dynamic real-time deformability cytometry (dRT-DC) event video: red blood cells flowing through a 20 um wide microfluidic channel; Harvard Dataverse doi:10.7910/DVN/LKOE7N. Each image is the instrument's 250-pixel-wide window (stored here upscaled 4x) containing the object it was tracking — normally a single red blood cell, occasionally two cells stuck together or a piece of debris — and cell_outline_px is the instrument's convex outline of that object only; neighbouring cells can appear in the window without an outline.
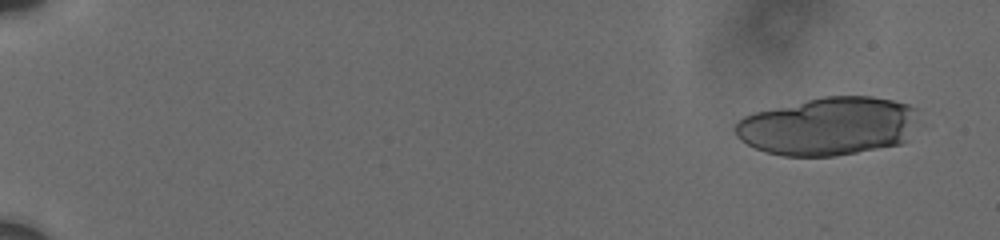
{"species": "human", "species_latin": "Homo sapiens", "temperature_condition": "cold", "stored_images_in_passage": 19, "camera_frame_rate_fps": 3000, "um_per_image_px": 0.085, "donor": {"sex": "male"}, "frame": {"image": 1, "passage_image": 1, "time_ms": 0.0, "image_size_px": [1000, 240], "cell_outline_px": [[916, 108], [904, 140], [900, 144], [836, 156], [784, 156], [768, 152], [756, 148], [740, 140], [736, 136], [736, 124], [744, 116], [756, 112], [824, 96], [872, 96], [892, 100], [908, 104]], "centroid_in_image_um": [70.34, 10.73], "position_along_channel_um": 14.7, "area_um2": 60.98}}
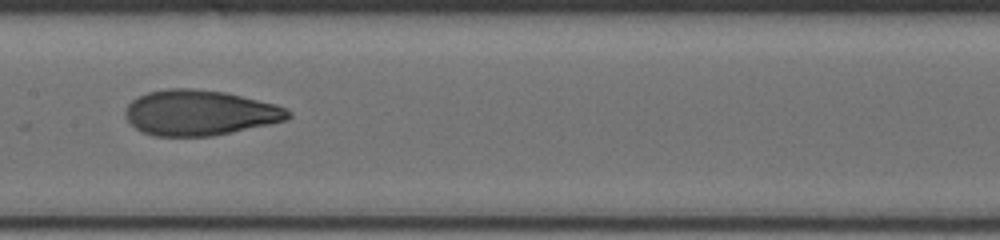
{"frame": {"image": 2, "passage_image": 10, "time_ms": 10.0, "image_size_px": [1000, 240], "cell_outline_px": [[292, 116], [284, 120], [212, 136], [152, 136], [136, 128], [124, 116], [124, 112], [128, 104], [132, 100], [148, 92], [168, 88], [192, 88], [224, 92], [272, 104], [284, 108], [292, 112]], "centroid_in_image_um": [16.91, 9.58], "position_along_channel_um": 190.5, "area_um2": 42.43}}
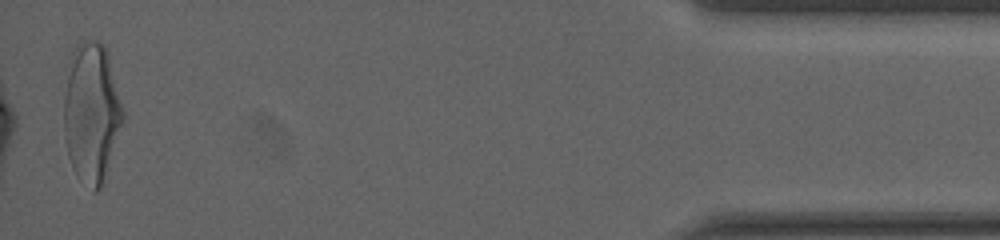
{"frame": {"image": 3, "passage_image": 19, "time_ms": 18.333, "image_size_px": [1000, 240], "cell_outline_px": [[124, 116], [104, 184], [96, 192], [92, 192], [76, 176], [72, 168], [68, 156], [64, 128], [64, 96], [72, 52], [76, 40], [96, 40], [104, 44], [124, 112]], "centroid_in_image_um": [7.77, 9.62], "position_along_channel_um": 427.4, "area_um2": 48.03}, "authors_computed_cell_mechanics": {"area_um2": 43.9858, "velocity_mm_per_s": 3.7236, "shape_relaxation_time_tau1_ms": 5.9911, "shape_relaxation_time_tau2_ms": 1.0758, "deformation_change_tau1": 0.19, "deformation_change_tau2": 0.0722}}